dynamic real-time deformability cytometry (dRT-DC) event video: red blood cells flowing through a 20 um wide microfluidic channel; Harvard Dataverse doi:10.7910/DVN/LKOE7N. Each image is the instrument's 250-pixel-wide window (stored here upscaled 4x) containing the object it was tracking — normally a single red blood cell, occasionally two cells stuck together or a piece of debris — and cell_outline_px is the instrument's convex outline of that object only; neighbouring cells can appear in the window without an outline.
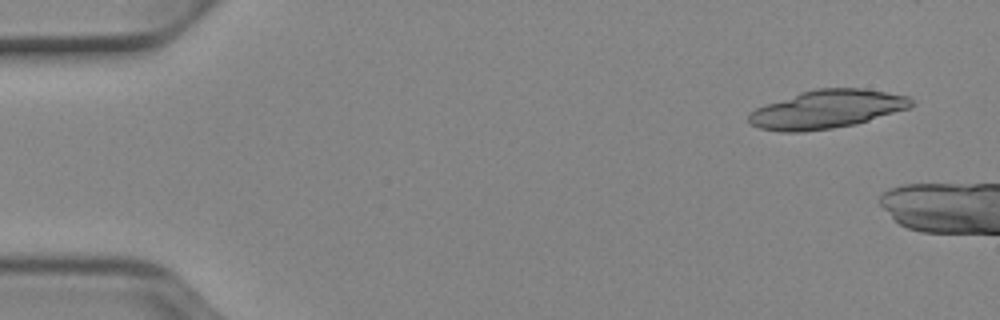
{"species": "Egyptian fruit bat (a non-hibernating species)", "species_latin": "Rousettus aegyptiacus", "temperature_condition": "cold", "stored_images_in_passage": 8, "camera_frame_rate_fps": 3000, "um_per_image_px": 0.085, "animal": {"sex": "female"}, "frame": {"image": 1, "passage_image": 3, "time_ms": 0.667, "image_size_px": [1000, 320], "cell_outline_px": [[916, 104], [912, 108], [856, 124], [832, 128], [804, 132], [780, 132], [760, 128], [748, 124], [748, 112], [764, 104], [800, 92], [816, 88], [860, 88], [908, 96]], "centroid_in_image_um": [70.27, 9.29], "position_along_channel_um": 14.7, "area_um2": 36.7}}